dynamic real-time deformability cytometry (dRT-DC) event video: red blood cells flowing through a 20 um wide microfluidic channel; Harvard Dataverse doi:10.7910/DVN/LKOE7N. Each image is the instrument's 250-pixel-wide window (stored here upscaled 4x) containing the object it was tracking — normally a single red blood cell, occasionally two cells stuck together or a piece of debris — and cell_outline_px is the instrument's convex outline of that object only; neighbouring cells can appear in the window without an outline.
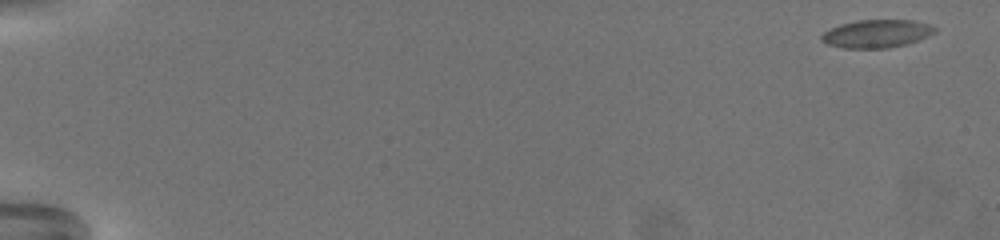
{"species": "common noctule bat (a hibernating species)", "species_latin": "Nyctalus noctula", "temperature_condition": "warm", "stored_images_in_passage": 67, "camera_frame_rate_fps": 3000, "um_per_image_px": 0.085, "animal": {"sex": "female", "body_mass_g": 19.5, "forearm_length_mm": 54.1}, "frame": {"image": 1, "passage_image": 1, "time_ms": 0.0, "image_size_px": [1000, 240], "cell_outline_px": [[936, 32], [928, 36], [908, 44], [888, 48], [844, 48], [828, 44], [820, 40], [820, 36], [824, 32], [840, 24], [856, 20], [916, 20], [928, 24], [936, 28]], "centroid_in_image_um": [74.53, 2.86], "position_along_channel_um": 10.5, "area_um2": 18.55}}
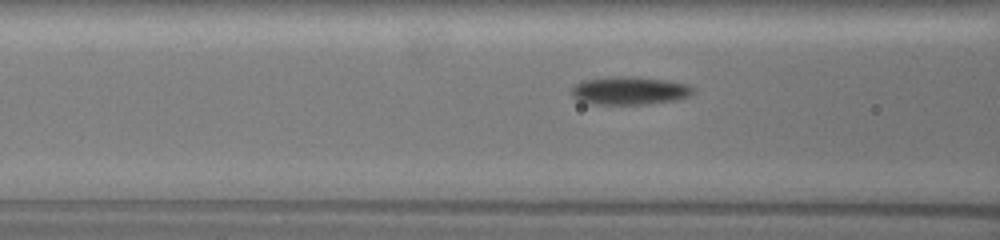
{"frame": {"image": 2, "passage_image": 29, "time_ms": 9.333, "image_size_px": [1000, 240], "cell_outline_px": [[692, 92], [688, 96], [676, 100], [644, 104], [592, 104], [580, 100], [572, 96], [572, 88], [576, 84], [584, 80], [608, 76], [632, 76], [668, 80], [688, 84], [692, 88]], "centroid_in_image_um": [53.5, 7.69], "position_along_channel_um": 113.1, "area_um2": 19.83}}
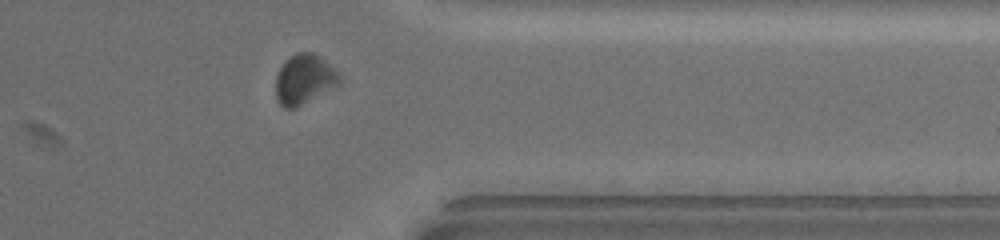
{"frame": {"image": 3, "passage_image": 55, "time_ms": 18.0, "image_size_px": [1000, 240], "cell_outline_px": [[340, 80], [336, 84], [296, 108], [284, 108], [280, 104], [276, 96], [276, 76], [284, 60], [288, 56], [296, 52], [312, 52], [324, 60], [340, 72]], "centroid_in_image_um": [25.82, 6.71], "position_along_channel_um": 385.6, "area_um2": 18.21}, "authors_computed_cell_mechanics": {"area_um2": 18.6116, "velocity_mm_per_s": 3.2016, "shape_relaxation_time_tau1_ms": 5.0981, "shape_relaxation_time_tau2_ms": 5.47, "deformation_change_tau1": 0.1391, "deformation_change_tau2": 0.0737}}